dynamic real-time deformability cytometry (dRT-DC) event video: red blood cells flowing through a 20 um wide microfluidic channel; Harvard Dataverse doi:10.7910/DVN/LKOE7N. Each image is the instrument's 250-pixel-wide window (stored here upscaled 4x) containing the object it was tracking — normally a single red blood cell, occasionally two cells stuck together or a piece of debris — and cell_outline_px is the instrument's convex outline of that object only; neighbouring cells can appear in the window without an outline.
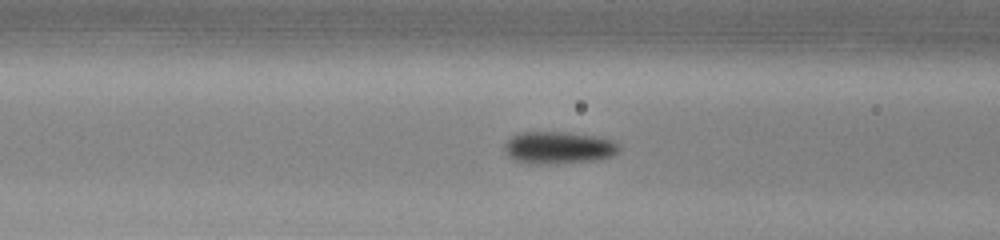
{"species": "common noctule bat (a hibernating species)", "species_latin": "Nyctalus noctula", "temperature_condition": "warm", "stored_images_in_passage": 29, "camera_frame_rate_fps": 3000, "um_per_image_px": 0.085, "animal": {"sex": "male", "body_mass_g": 13.0, "forearm_length_mm": 53.1}, "frame": {"image": 1, "passage_image": 4, "time_ms": 1.0, "image_size_px": [1000, 240], "cell_outline_px": [[620, 148], [612, 156], [596, 160], [552, 164], [524, 164], [508, 156], [504, 148], [504, 144], [512, 136], [520, 132], [564, 132], [596, 136], [612, 140], [620, 144]], "centroid_in_image_um": [47.46, 12.56], "position_along_channel_um": 119.1, "area_um2": 21.68}}
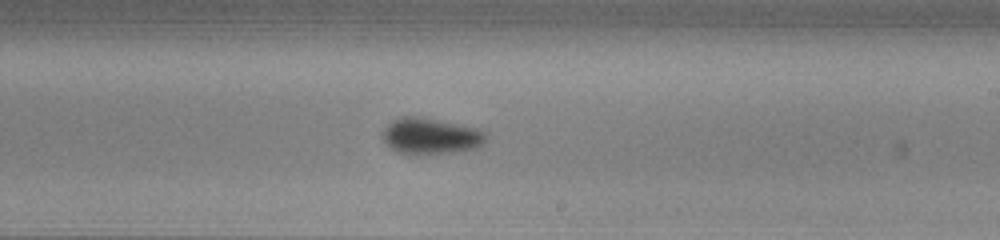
{"frame": {"image": 2, "passage_image": 14, "time_ms": 4.333, "image_size_px": [1000, 240], "cell_outline_px": [[488, 136], [476, 148], [452, 152], [420, 156], [416, 156], [396, 152], [384, 144], [384, 128], [392, 120], [404, 116], [416, 116], [476, 128], [484, 132]], "centroid_in_image_um": [36.55, 11.6], "position_along_channel_um": 252.5, "area_um2": 21.79}}
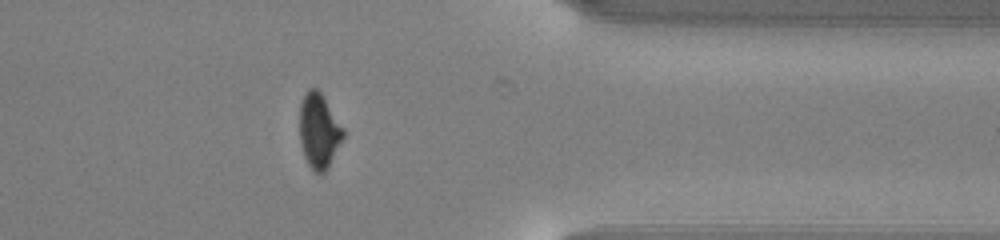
{"frame": {"image": 3, "passage_image": 25, "time_ms": 8.0, "image_size_px": [1000, 240], "cell_outline_px": [[344, 136], [324, 172], [312, 172], [304, 156], [300, 144], [300, 104], [308, 88], [316, 88], [320, 92], [344, 128]], "centroid_in_image_um": [27.09, 11.11], "position_along_channel_um": 384.3, "area_um2": 18.67}}